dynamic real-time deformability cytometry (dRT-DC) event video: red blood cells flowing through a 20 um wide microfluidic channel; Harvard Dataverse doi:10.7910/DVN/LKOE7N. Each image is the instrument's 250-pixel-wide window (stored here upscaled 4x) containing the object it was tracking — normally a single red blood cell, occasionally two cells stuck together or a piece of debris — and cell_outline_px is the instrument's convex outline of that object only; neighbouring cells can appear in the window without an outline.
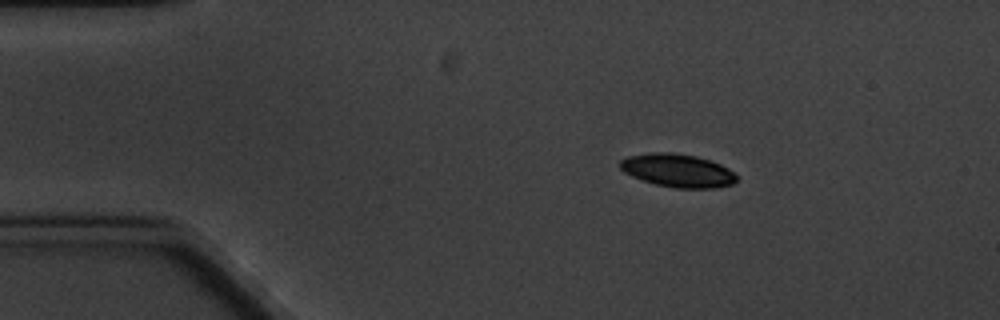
{"species": "common noctule bat (a hibernating species)", "species_latin": "Nyctalus noctula", "temperature_condition": "cold", "stored_images_in_passage": 4, "camera_frame_rate_fps": 3000, "um_per_image_px": 0.085, "animal": {"sex": "male", "body_mass_g": 20.1, "forearm_length_mm": 53.5}, "frame": {"image": 1, "passage_image": 2, "time_ms": 2.0, "image_size_px": [1000, 320], "cell_outline_px": [[736, 180], [732, 184], [712, 188], [676, 188], [656, 184], [632, 176], [624, 172], [620, 168], [620, 160], [628, 156], [652, 152], [672, 152], [696, 156], [720, 164], [728, 168], [736, 176]], "centroid_in_image_um": [57.58, 14.48], "position_along_channel_um": 27.4, "area_um2": 22.31}}